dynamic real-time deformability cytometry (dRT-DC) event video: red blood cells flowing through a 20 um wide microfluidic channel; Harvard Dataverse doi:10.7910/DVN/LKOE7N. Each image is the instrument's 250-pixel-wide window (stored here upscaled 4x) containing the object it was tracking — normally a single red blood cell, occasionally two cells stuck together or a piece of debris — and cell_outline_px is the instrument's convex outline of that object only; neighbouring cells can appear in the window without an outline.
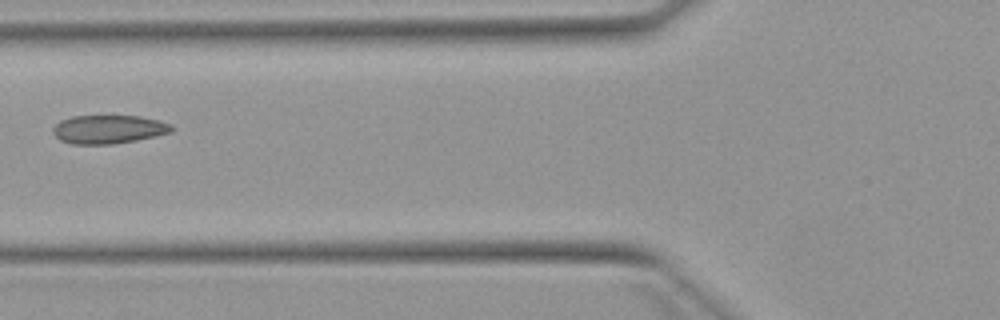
{"species": "Egyptian fruit bat (a non-hibernating species)", "species_latin": "Rousettus aegyptiacus", "temperature_condition": "warm", "stored_images_in_passage": 6, "camera_frame_rate_fps": 3000, "um_per_image_px": 0.085, "animal": {"sex": "female"}, "frame": {"image": 1, "passage_image": 6, "time_ms": 6.0, "image_size_px": [1000, 320], "cell_outline_px": [[176, 128], [172, 132], [156, 136], [136, 140], [112, 144], [72, 144], [60, 140], [52, 132], [52, 128], [60, 120], [72, 116], [140, 116], [160, 120], [172, 124]], "centroid_in_image_um": [9.26, 10.99], "position_along_channel_um": 116.5, "area_um2": 19.94}}